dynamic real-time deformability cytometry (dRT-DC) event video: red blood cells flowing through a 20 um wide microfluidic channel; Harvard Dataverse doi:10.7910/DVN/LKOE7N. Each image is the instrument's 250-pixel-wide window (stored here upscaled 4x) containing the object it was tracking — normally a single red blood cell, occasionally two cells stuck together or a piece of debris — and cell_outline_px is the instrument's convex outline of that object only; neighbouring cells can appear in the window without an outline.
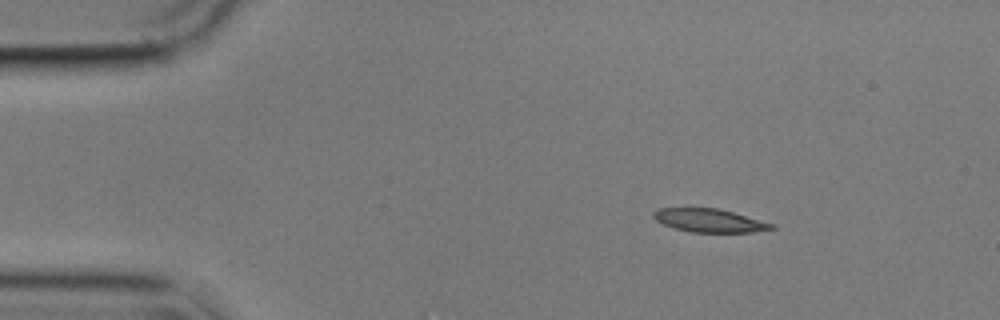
{"species": "common noctule bat (a hibernating species)", "species_latin": "Nyctalus noctula", "temperature_condition": "cold", "stored_images_in_passage": 48, "camera_frame_rate_fps": 3000, "um_per_image_px": 0.085, "animal": {"sex": "male", "body_mass_g": 17.9}, "frame": {"image": 1, "passage_image": 1, "time_ms": 0.0, "image_size_px": [1000, 320], "cell_outline_px": [[776, 228], [752, 232], [692, 232], [676, 228], [664, 224], [656, 220], [652, 216], [652, 212], [656, 208], [720, 208], [776, 224]], "centroid_in_image_um": [60.33, 18.73], "position_along_channel_um": 24.7, "area_um2": 16.13}}
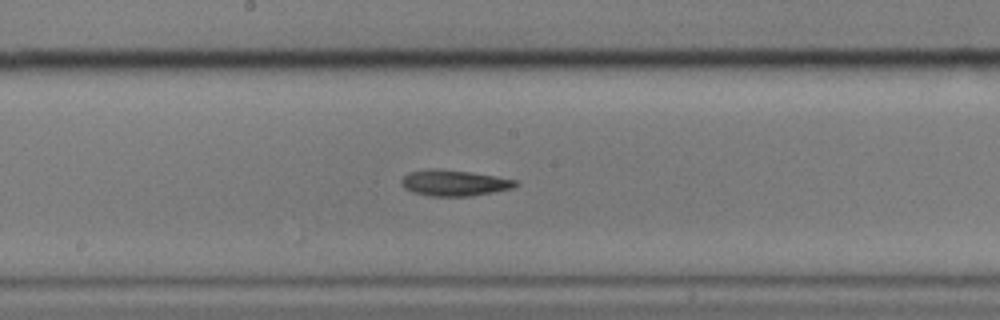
{"frame": {"image": 2, "passage_image": 22, "time_ms": 7.0, "image_size_px": [1000, 320], "cell_outline_px": [[520, 184], [512, 188], [472, 196], [428, 196], [412, 192], [404, 188], [400, 184], [400, 180], [408, 172], [424, 168], [436, 168], [472, 172], [516, 180]], "centroid_in_image_um": [38.54, 15.54], "position_along_channel_um": 209.7, "area_um2": 17.51}}
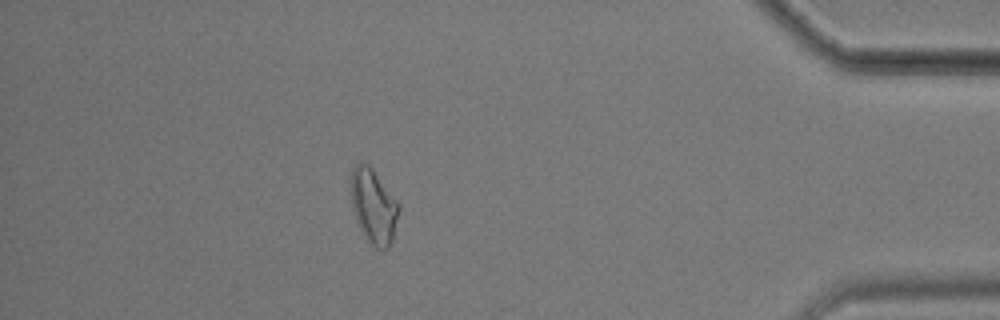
{"frame": {"image": 3, "passage_image": 42, "time_ms": 13.667, "image_size_px": [1000, 320], "cell_outline_px": [[400, 208], [392, 240], [388, 248], [372, 248], [368, 244], [356, 220], [352, 208], [352, 168], [360, 160], [368, 164], [372, 168], [400, 204]], "centroid_in_image_um": [31.76, 17.55], "position_along_channel_um": 403.4, "area_um2": 20.81}, "authors_computed_cell_mechanics": {"area_um2": 17.5134, "velocity_mm_per_s": 3.5638, "shape_relaxation_time_tau1_ms": 5.3598, "shape_relaxation_time_tau2_ms": 6.3024, "deformation_change_tau1": 0.1325, "deformation_change_tau2": 0.1699}}